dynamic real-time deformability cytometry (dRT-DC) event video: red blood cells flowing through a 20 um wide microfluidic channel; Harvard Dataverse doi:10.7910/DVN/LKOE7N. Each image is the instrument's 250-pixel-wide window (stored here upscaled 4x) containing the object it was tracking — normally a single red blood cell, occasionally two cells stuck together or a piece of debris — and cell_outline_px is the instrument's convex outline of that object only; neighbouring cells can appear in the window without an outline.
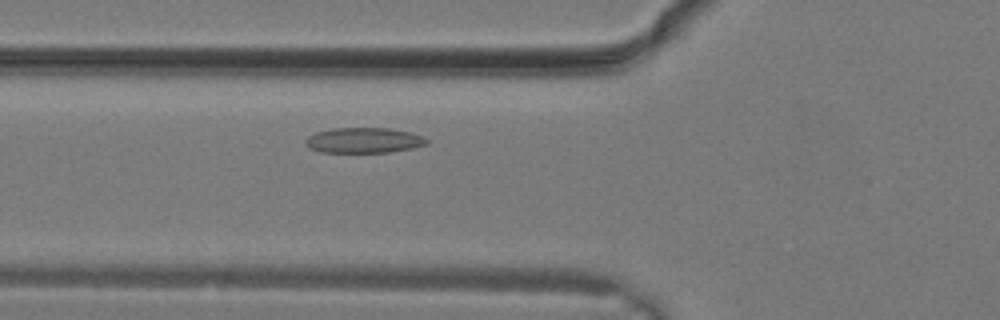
{"species": "common noctule bat (a hibernating species)", "species_latin": "Nyctalus noctula", "temperature_condition": "warm", "stored_images_in_passage": 8, "camera_frame_rate_fps": 3000, "um_per_image_px": 0.085, "animal": {"sex": "male", "body_mass_g": 19.2, "forearm_length_mm": 51.8}, "frame": {"image": 1, "passage_image": 6, "time_ms": 1.667, "image_size_px": [1000, 320], "cell_outline_px": [[428, 144], [412, 148], [388, 152], [320, 152], [308, 148], [304, 144], [304, 140], [308, 136], [316, 132], [332, 128], [388, 128], [408, 132], [420, 136], [428, 140]], "centroid_in_image_um": [30.85, 11.93], "position_along_channel_um": 94.9, "area_um2": 17.86}}
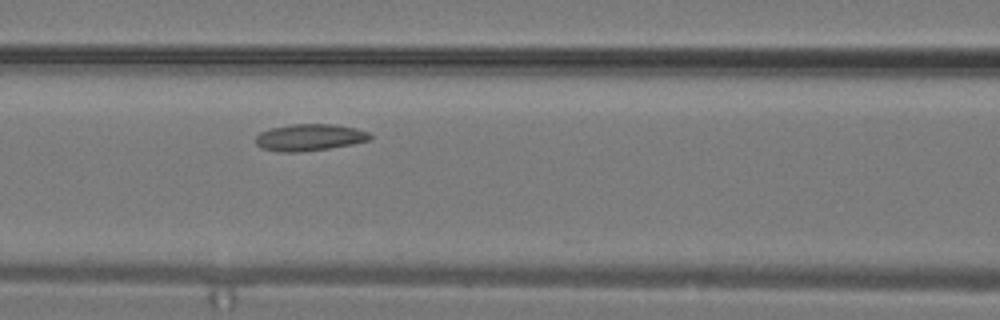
{"frame": {"image": 2, "passage_image": 8, "time_ms": 2.333, "image_size_px": [1000, 320], "cell_outline_px": [[372, 140], [352, 144], [328, 148], [296, 152], [280, 152], [260, 148], [256, 144], [256, 136], [260, 132], [268, 128], [292, 124], [336, 124], [356, 128], [368, 132], [372, 136]], "centroid_in_image_um": [26.3, 11.67], "position_along_channel_um": 140.3, "area_um2": 17.98}}